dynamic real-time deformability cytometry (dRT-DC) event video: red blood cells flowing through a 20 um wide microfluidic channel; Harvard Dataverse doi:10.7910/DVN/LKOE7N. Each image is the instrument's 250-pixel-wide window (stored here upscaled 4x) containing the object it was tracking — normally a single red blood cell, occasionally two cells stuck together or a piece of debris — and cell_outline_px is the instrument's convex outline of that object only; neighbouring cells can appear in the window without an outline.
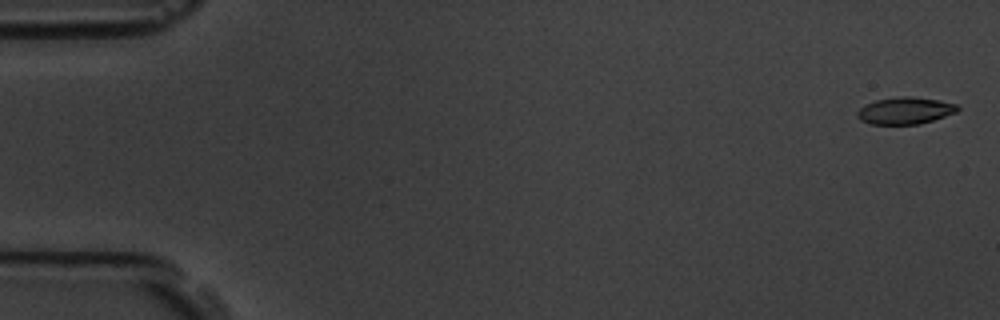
{"species": "common noctule bat (a hibernating species)", "species_latin": "Nyctalus noctula", "temperature_condition": "room temperature", "stored_images_in_passage": 5, "camera_frame_rate_fps": 3000, "um_per_image_px": 0.085, "animal": {"sex": "male", "body_mass_g": 19.5, "forearm_length_mm": 54.6}, "frame": {"image": 1, "passage_image": 1, "time_ms": 0.0, "image_size_px": [1000, 320], "cell_outline_px": [[960, 108], [956, 112], [920, 124], [872, 124], [860, 120], [856, 116], [856, 112], [864, 104], [876, 100], [900, 96], [912, 96], [940, 100], [956, 104]], "centroid_in_image_um": [76.91, 9.39], "position_along_channel_um": 8.1, "area_um2": 15.78}}